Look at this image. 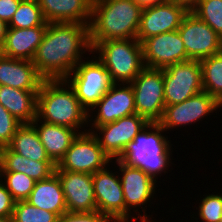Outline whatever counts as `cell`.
I'll use <instances>...</instances> for the list:
<instances>
[{
    "instance_id": "obj_1",
    "label": "cell",
    "mask_w": 222,
    "mask_h": 222,
    "mask_svg": "<svg viewBox=\"0 0 222 222\" xmlns=\"http://www.w3.org/2000/svg\"><path fill=\"white\" fill-rule=\"evenodd\" d=\"M87 52H92L89 25L48 23L32 63L45 80L65 79Z\"/></svg>"
},
{
    "instance_id": "obj_2",
    "label": "cell",
    "mask_w": 222,
    "mask_h": 222,
    "mask_svg": "<svg viewBox=\"0 0 222 222\" xmlns=\"http://www.w3.org/2000/svg\"><path fill=\"white\" fill-rule=\"evenodd\" d=\"M36 117L50 124L74 129L78 133L88 131V112L65 79L42 82L38 91Z\"/></svg>"
},
{
    "instance_id": "obj_3",
    "label": "cell",
    "mask_w": 222,
    "mask_h": 222,
    "mask_svg": "<svg viewBox=\"0 0 222 222\" xmlns=\"http://www.w3.org/2000/svg\"><path fill=\"white\" fill-rule=\"evenodd\" d=\"M142 7L132 0H101L92 5L90 43L136 39Z\"/></svg>"
},
{
    "instance_id": "obj_4",
    "label": "cell",
    "mask_w": 222,
    "mask_h": 222,
    "mask_svg": "<svg viewBox=\"0 0 222 222\" xmlns=\"http://www.w3.org/2000/svg\"><path fill=\"white\" fill-rule=\"evenodd\" d=\"M166 131L158 123H149L124 149L118 160L142 169L156 182L172 167L174 149ZM164 134V135H163ZM168 170V171H167ZM160 175V176H158ZM158 176V177H157Z\"/></svg>"
},
{
    "instance_id": "obj_5",
    "label": "cell",
    "mask_w": 222,
    "mask_h": 222,
    "mask_svg": "<svg viewBox=\"0 0 222 222\" xmlns=\"http://www.w3.org/2000/svg\"><path fill=\"white\" fill-rule=\"evenodd\" d=\"M90 45L91 54L105 66L113 83L130 84L145 68L142 45L137 39L105 40Z\"/></svg>"
},
{
    "instance_id": "obj_6",
    "label": "cell",
    "mask_w": 222,
    "mask_h": 222,
    "mask_svg": "<svg viewBox=\"0 0 222 222\" xmlns=\"http://www.w3.org/2000/svg\"><path fill=\"white\" fill-rule=\"evenodd\" d=\"M80 61L65 78L74 89L80 104L89 112L114 84L105 66L96 58ZM90 58V59H89ZM85 59H87L85 61Z\"/></svg>"
},
{
    "instance_id": "obj_7",
    "label": "cell",
    "mask_w": 222,
    "mask_h": 222,
    "mask_svg": "<svg viewBox=\"0 0 222 222\" xmlns=\"http://www.w3.org/2000/svg\"><path fill=\"white\" fill-rule=\"evenodd\" d=\"M114 162L117 165V170L119 169L118 173L124 193L125 217H135L136 215L138 217H152L146 211L147 207H151L153 203L151 201H153L154 194L157 195L158 183L142 169L127 165L118 159L111 160V165H114Z\"/></svg>"
},
{
    "instance_id": "obj_8",
    "label": "cell",
    "mask_w": 222,
    "mask_h": 222,
    "mask_svg": "<svg viewBox=\"0 0 222 222\" xmlns=\"http://www.w3.org/2000/svg\"><path fill=\"white\" fill-rule=\"evenodd\" d=\"M130 84L134 92L136 114L149 123H158L166 106L163 69L145 67Z\"/></svg>"
},
{
    "instance_id": "obj_9",
    "label": "cell",
    "mask_w": 222,
    "mask_h": 222,
    "mask_svg": "<svg viewBox=\"0 0 222 222\" xmlns=\"http://www.w3.org/2000/svg\"><path fill=\"white\" fill-rule=\"evenodd\" d=\"M111 164L91 131L78 133L55 170L93 174Z\"/></svg>"
},
{
    "instance_id": "obj_10",
    "label": "cell",
    "mask_w": 222,
    "mask_h": 222,
    "mask_svg": "<svg viewBox=\"0 0 222 222\" xmlns=\"http://www.w3.org/2000/svg\"><path fill=\"white\" fill-rule=\"evenodd\" d=\"M165 105L181 103L204 91L198 60L175 63L163 69Z\"/></svg>"
},
{
    "instance_id": "obj_11",
    "label": "cell",
    "mask_w": 222,
    "mask_h": 222,
    "mask_svg": "<svg viewBox=\"0 0 222 222\" xmlns=\"http://www.w3.org/2000/svg\"><path fill=\"white\" fill-rule=\"evenodd\" d=\"M148 124L144 117L133 114L102 126H88V131L96 136L104 153L114 160Z\"/></svg>"
},
{
    "instance_id": "obj_12",
    "label": "cell",
    "mask_w": 222,
    "mask_h": 222,
    "mask_svg": "<svg viewBox=\"0 0 222 222\" xmlns=\"http://www.w3.org/2000/svg\"><path fill=\"white\" fill-rule=\"evenodd\" d=\"M222 105L207 92L202 91L189 99L177 104L165 106L163 116L158 124L167 132L175 128L192 125L214 112L221 110ZM212 113V114H211ZM171 129V130H170Z\"/></svg>"
},
{
    "instance_id": "obj_13",
    "label": "cell",
    "mask_w": 222,
    "mask_h": 222,
    "mask_svg": "<svg viewBox=\"0 0 222 222\" xmlns=\"http://www.w3.org/2000/svg\"><path fill=\"white\" fill-rule=\"evenodd\" d=\"M189 60H202L222 51V37L194 13L188 12L178 28Z\"/></svg>"
},
{
    "instance_id": "obj_14",
    "label": "cell",
    "mask_w": 222,
    "mask_h": 222,
    "mask_svg": "<svg viewBox=\"0 0 222 222\" xmlns=\"http://www.w3.org/2000/svg\"><path fill=\"white\" fill-rule=\"evenodd\" d=\"M133 114L136 108L131 84L114 83L88 112V126H102Z\"/></svg>"
},
{
    "instance_id": "obj_15",
    "label": "cell",
    "mask_w": 222,
    "mask_h": 222,
    "mask_svg": "<svg viewBox=\"0 0 222 222\" xmlns=\"http://www.w3.org/2000/svg\"><path fill=\"white\" fill-rule=\"evenodd\" d=\"M141 45L146 68L164 69L175 63L189 61L178 30L147 38Z\"/></svg>"
},
{
    "instance_id": "obj_16",
    "label": "cell",
    "mask_w": 222,
    "mask_h": 222,
    "mask_svg": "<svg viewBox=\"0 0 222 222\" xmlns=\"http://www.w3.org/2000/svg\"><path fill=\"white\" fill-rule=\"evenodd\" d=\"M109 166L92 174L97 210L111 219L124 218L125 202L120 176Z\"/></svg>"
},
{
    "instance_id": "obj_17",
    "label": "cell",
    "mask_w": 222,
    "mask_h": 222,
    "mask_svg": "<svg viewBox=\"0 0 222 222\" xmlns=\"http://www.w3.org/2000/svg\"><path fill=\"white\" fill-rule=\"evenodd\" d=\"M64 193L68 212L97 210L92 174L55 170Z\"/></svg>"
},
{
    "instance_id": "obj_18",
    "label": "cell",
    "mask_w": 222,
    "mask_h": 222,
    "mask_svg": "<svg viewBox=\"0 0 222 222\" xmlns=\"http://www.w3.org/2000/svg\"><path fill=\"white\" fill-rule=\"evenodd\" d=\"M187 13L171 2L143 8L136 39L141 43L152 36L178 30Z\"/></svg>"
},
{
    "instance_id": "obj_19",
    "label": "cell",
    "mask_w": 222,
    "mask_h": 222,
    "mask_svg": "<svg viewBox=\"0 0 222 222\" xmlns=\"http://www.w3.org/2000/svg\"><path fill=\"white\" fill-rule=\"evenodd\" d=\"M44 80L31 60L10 58L0 53V86L39 90Z\"/></svg>"
},
{
    "instance_id": "obj_20",
    "label": "cell",
    "mask_w": 222,
    "mask_h": 222,
    "mask_svg": "<svg viewBox=\"0 0 222 222\" xmlns=\"http://www.w3.org/2000/svg\"><path fill=\"white\" fill-rule=\"evenodd\" d=\"M47 23L89 25L92 4L88 0H37Z\"/></svg>"
},
{
    "instance_id": "obj_21",
    "label": "cell",
    "mask_w": 222,
    "mask_h": 222,
    "mask_svg": "<svg viewBox=\"0 0 222 222\" xmlns=\"http://www.w3.org/2000/svg\"><path fill=\"white\" fill-rule=\"evenodd\" d=\"M48 25L32 28H8L1 54L10 58L31 60L40 45Z\"/></svg>"
},
{
    "instance_id": "obj_22",
    "label": "cell",
    "mask_w": 222,
    "mask_h": 222,
    "mask_svg": "<svg viewBox=\"0 0 222 222\" xmlns=\"http://www.w3.org/2000/svg\"><path fill=\"white\" fill-rule=\"evenodd\" d=\"M32 124L38 133L47 155L57 166L64 158L66 151L70 148L78 132L68 127L41 121L37 117Z\"/></svg>"
},
{
    "instance_id": "obj_23",
    "label": "cell",
    "mask_w": 222,
    "mask_h": 222,
    "mask_svg": "<svg viewBox=\"0 0 222 222\" xmlns=\"http://www.w3.org/2000/svg\"><path fill=\"white\" fill-rule=\"evenodd\" d=\"M39 90H23L0 86V104L19 122L32 123L37 115Z\"/></svg>"
},
{
    "instance_id": "obj_24",
    "label": "cell",
    "mask_w": 222,
    "mask_h": 222,
    "mask_svg": "<svg viewBox=\"0 0 222 222\" xmlns=\"http://www.w3.org/2000/svg\"><path fill=\"white\" fill-rule=\"evenodd\" d=\"M55 169L52 161H35L13 152L8 146L0 148V172H20L42 181L50 178Z\"/></svg>"
},
{
    "instance_id": "obj_25",
    "label": "cell",
    "mask_w": 222,
    "mask_h": 222,
    "mask_svg": "<svg viewBox=\"0 0 222 222\" xmlns=\"http://www.w3.org/2000/svg\"><path fill=\"white\" fill-rule=\"evenodd\" d=\"M26 201L37 208L53 212L58 217L67 212L62 185L55 173L46 180L36 181Z\"/></svg>"
},
{
    "instance_id": "obj_26",
    "label": "cell",
    "mask_w": 222,
    "mask_h": 222,
    "mask_svg": "<svg viewBox=\"0 0 222 222\" xmlns=\"http://www.w3.org/2000/svg\"><path fill=\"white\" fill-rule=\"evenodd\" d=\"M8 147L13 152L35 161H51L32 123H22Z\"/></svg>"
},
{
    "instance_id": "obj_27",
    "label": "cell",
    "mask_w": 222,
    "mask_h": 222,
    "mask_svg": "<svg viewBox=\"0 0 222 222\" xmlns=\"http://www.w3.org/2000/svg\"><path fill=\"white\" fill-rule=\"evenodd\" d=\"M203 90L222 105V51L199 61Z\"/></svg>"
},
{
    "instance_id": "obj_28",
    "label": "cell",
    "mask_w": 222,
    "mask_h": 222,
    "mask_svg": "<svg viewBox=\"0 0 222 222\" xmlns=\"http://www.w3.org/2000/svg\"><path fill=\"white\" fill-rule=\"evenodd\" d=\"M48 25L37 0H22L8 24V28H32Z\"/></svg>"
},
{
    "instance_id": "obj_29",
    "label": "cell",
    "mask_w": 222,
    "mask_h": 222,
    "mask_svg": "<svg viewBox=\"0 0 222 222\" xmlns=\"http://www.w3.org/2000/svg\"><path fill=\"white\" fill-rule=\"evenodd\" d=\"M0 181L5 185L15 201L26 200L36 182L20 172H0Z\"/></svg>"
},
{
    "instance_id": "obj_30",
    "label": "cell",
    "mask_w": 222,
    "mask_h": 222,
    "mask_svg": "<svg viewBox=\"0 0 222 222\" xmlns=\"http://www.w3.org/2000/svg\"><path fill=\"white\" fill-rule=\"evenodd\" d=\"M13 222H59V217L50 211L37 208L26 200L15 201Z\"/></svg>"
},
{
    "instance_id": "obj_31",
    "label": "cell",
    "mask_w": 222,
    "mask_h": 222,
    "mask_svg": "<svg viewBox=\"0 0 222 222\" xmlns=\"http://www.w3.org/2000/svg\"><path fill=\"white\" fill-rule=\"evenodd\" d=\"M204 197H201L203 199L200 200L198 208V212L196 214H192L191 217L192 220L190 222H193L194 219L196 221L194 222H221L222 220V193L217 192L214 194H204ZM194 215L198 216L194 218ZM198 219H200L198 221Z\"/></svg>"
},
{
    "instance_id": "obj_32",
    "label": "cell",
    "mask_w": 222,
    "mask_h": 222,
    "mask_svg": "<svg viewBox=\"0 0 222 222\" xmlns=\"http://www.w3.org/2000/svg\"><path fill=\"white\" fill-rule=\"evenodd\" d=\"M192 13L222 37V0H200Z\"/></svg>"
},
{
    "instance_id": "obj_33",
    "label": "cell",
    "mask_w": 222,
    "mask_h": 222,
    "mask_svg": "<svg viewBox=\"0 0 222 222\" xmlns=\"http://www.w3.org/2000/svg\"><path fill=\"white\" fill-rule=\"evenodd\" d=\"M22 123L0 104V148L8 146Z\"/></svg>"
},
{
    "instance_id": "obj_34",
    "label": "cell",
    "mask_w": 222,
    "mask_h": 222,
    "mask_svg": "<svg viewBox=\"0 0 222 222\" xmlns=\"http://www.w3.org/2000/svg\"><path fill=\"white\" fill-rule=\"evenodd\" d=\"M111 218L99 212H65L59 217V222H111Z\"/></svg>"
},
{
    "instance_id": "obj_35",
    "label": "cell",
    "mask_w": 222,
    "mask_h": 222,
    "mask_svg": "<svg viewBox=\"0 0 222 222\" xmlns=\"http://www.w3.org/2000/svg\"><path fill=\"white\" fill-rule=\"evenodd\" d=\"M15 200L0 181V216H12Z\"/></svg>"
},
{
    "instance_id": "obj_36",
    "label": "cell",
    "mask_w": 222,
    "mask_h": 222,
    "mask_svg": "<svg viewBox=\"0 0 222 222\" xmlns=\"http://www.w3.org/2000/svg\"><path fill=\"white\" fill-rule=\"evenodd\" d=\"M22 0H0V19L9 24Z\"/></svg>"
},
{
    "instance_id": "obj_37",
    "label": "cell",
    "mask_w": 222,
    "mask_h": 222,
    "mask_svg": "<svg viewBox=\"0 0 222 222\" xmlns=\"http://www.w3.org/2000/svg\"><path fill=\"white\" fill-rule=\"evenodd\" d=\"M177 6L183 7L187 12H192L200 2V0H169Z\"/></svg>"
},
{
    "instance_id": "obj_38",
    "label": "cell",
    "mask_w": 222,
    "mask_h": 222,
    "mask_svg": "<svg viewBox=\"0 0 222 222\" xmlns=\"http://www.w3.org/2000/svg\"><path fill=\"white\" fill-rule=\"evenodd\" d=\"M151 220H150V219ZM139 219V220H138ZM154 222L153 219L150 217V216H147V217H143V216H140V217H124V218H113L111 220V222Z\"/></svg>"
},
{
    "instance_id": "obj_39",
    "label": "cell",
    "mask_w": 222,
    "mask_h": 222,
    "mask_svg": "<svg viewBox=\"0 0 222 222\" xmlns=\"http://www.w3.org/2000/svg\"><path fill=\"white\" fill-rule=\"evenodd\" d=\"M138 5H140L142 8L161 5L169 2V0H132Z\"/></svg>"
},
{
    "instance_id": "obj_40",
    "label": "cell",
    "mask_w": 222,
    "mask_h": 222,
    "mask_svg": "<svg viewBox=\"0 0 222 222\" xmlns=\"http://www.w3.org/2000/svg\"><path fill=\"white\" fill-rule=\"evenodd\" d=\"M8 29V24L0 19V48L3 46L6 40V33Z\"/></svg>"
},
{
    "instance_id": "obj_41",
    "label": "cell",
    "mask_w": 222,
    "mask_h": 222,
    "mask_svg": "<svg viewBox=\"0 0 222 222\" xmlns=\"http://www.w3.org/2000/svg\"><path fill=\"white\" fill-rule=\"evenodd\" d=\"M0 222H13L12 216H0Z\"/></svg>"
},
{
    "instance_id": "obj_42",
    "label": "cell",
    "mask_w": 222,
    "mask_h": 222,
    "mask_svg": "<svg viewBox=\"0 0 222 222\" xmlns=\"http://www.w3.org/2000/svg\"><path fill=\"white\" fill-rule=\"evenodd\" d=\"M92 5L95 4L96 2H99L101 0H88Z\"/></svg>"
}]
</instances>
